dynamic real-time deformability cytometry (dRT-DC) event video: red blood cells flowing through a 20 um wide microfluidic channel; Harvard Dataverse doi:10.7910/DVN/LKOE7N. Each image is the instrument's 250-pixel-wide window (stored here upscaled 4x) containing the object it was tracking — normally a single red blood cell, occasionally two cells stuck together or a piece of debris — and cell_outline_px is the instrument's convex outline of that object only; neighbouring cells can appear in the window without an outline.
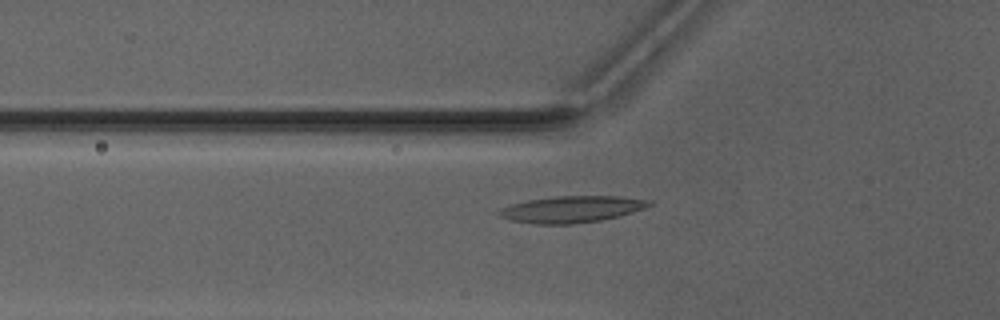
{"species": "Egyptian fruit bat (a non-hibernating species)", "species_latin": "Rousettus aegyptiacus", "temperature_condition": "warm", "stored_images_in_passage": 33, "camera_frame_rate_fps": 3000, "um_per_image_px": 0.085, "animal": {"sex": "male"}, "frame": {"image": 1, "passage_image": 5, "time_ms": 1.333, "image_size_px": [1000, 320], "cell_outline_px": [[652, 204], [644, 208], [632, 212], [600, 220], [572, 224], [536, 224], [512, 220], [500, 216], [496, 212], [500, 208], [508, 204], [528, 200], [556, 196], [620, 196], [652, 200]], "centroid_in_image_um": [48.56, 17.77], "position_along_channel_um": 77.2, "area_um2": 23.18}}
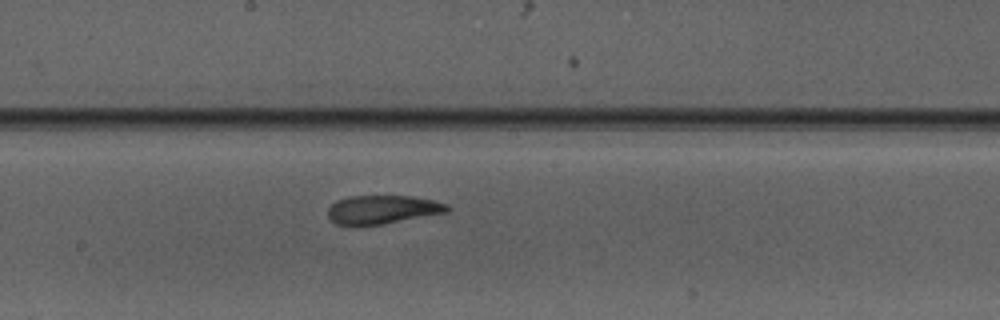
{"frame": {"image": 2, "passage_image": 15, "time_ms": 4.667, "image_size_px": [1000, 320], "cell_outline_px": [[452, 208], [448, 212], [384, 224], [336, 224], [328, 216], [328, 208], [336, 200], [348, 196], [412, 196], [432, 200], [448, 204]], "centroid_in_image_um": [32.55, 17.8], "position_along_channel_um": 215.6, "area_um2": 19.77}}
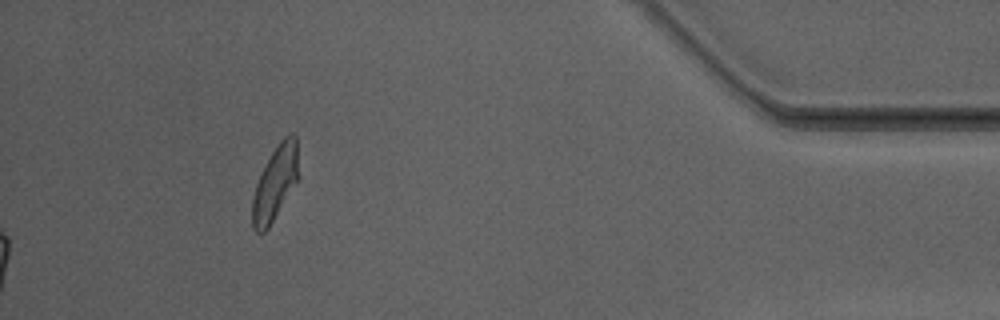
{"frame": {"image": 3, "passage_image": 33, "time_ms": 10.667, "image_size_px": [1000, 320], "cell_outline_px": [[300, 176], [268, 228], [264, 232], [256, 232], [252, 228], [252, 196], [256, 184], [272, 152], [280, 140], [284, 136], [292, 132], [296, 136]], "centroid_in_image_um": [23.41, 15.54], "position_along_channel_um": 411.8, "area_um2": 19.94}, "authors_computed_cell_mechanics": {"area_um2": 20.9236, "velocity_mm_per_s": 4.1455, "shape_relaxation_time_tau1_ms": 7.134, "shape_relaxation_time_tau2_ms": 2.0597, "deformation_change_tau1": 0.248, "deformation_change_tau2": 0.0832}}